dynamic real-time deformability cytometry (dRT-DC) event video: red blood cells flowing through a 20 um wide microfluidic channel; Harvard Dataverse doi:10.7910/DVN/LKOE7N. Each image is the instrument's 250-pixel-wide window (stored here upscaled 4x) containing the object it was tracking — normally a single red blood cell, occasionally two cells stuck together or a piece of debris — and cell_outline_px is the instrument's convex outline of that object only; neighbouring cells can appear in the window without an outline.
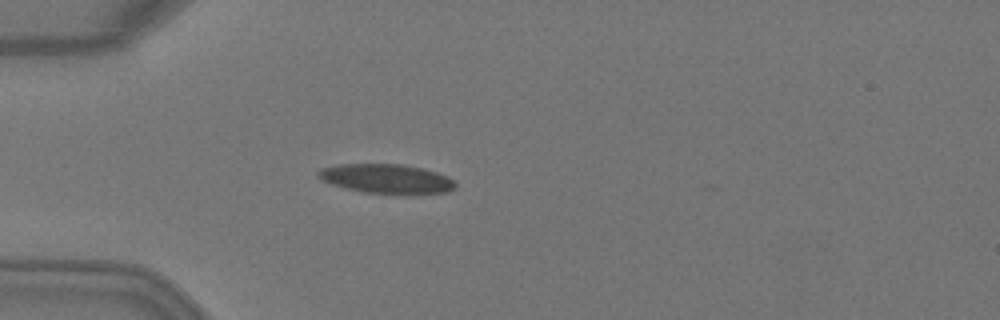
{"species": "Egyptian fruit bat (a non-hibernating species)", "species_latin": "Rousettus aegyptiacus", "temperature_condition": "warm", "stored_images_in_passage": 3, "camera_frame_rate_fps": 3000, "um_per_image_px": 0.085, "animal": {"sex": "female"}, "frame": {"image": 1, "passage_image": 3, "time_ms": 0.667, "image_size_px": [1000, 320], "cell_outline_px": [[456, 188], [448, 192], [404, 196], [364, 192], [332, 184], [316, 176], [316, 172], [320, 168], [340, 164], [400, 164], [420, 168], [436, 172], [448, 176], [456, 180]], "centroid_in_image_um": [32.92, 15.22], "position_along_channel_um": 52.1, "area_um2": 23.99}}